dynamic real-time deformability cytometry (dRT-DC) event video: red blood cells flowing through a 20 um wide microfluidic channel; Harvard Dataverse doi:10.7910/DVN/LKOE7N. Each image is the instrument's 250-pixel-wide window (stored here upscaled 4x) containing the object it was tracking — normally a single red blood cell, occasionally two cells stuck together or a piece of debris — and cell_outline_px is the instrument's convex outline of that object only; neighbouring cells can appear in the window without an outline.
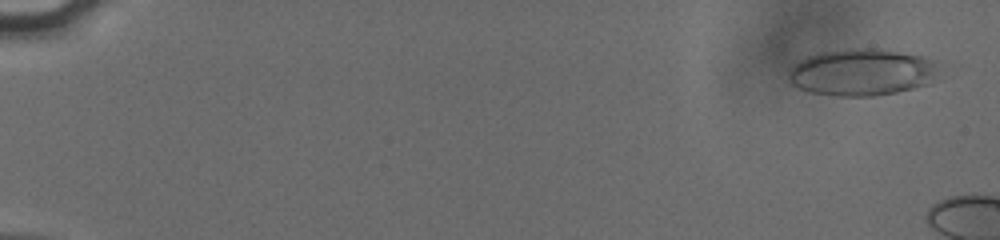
{"species": "human", "species_latin": "Homo sapiens", "temperature_condition": "cold", "stored_images_in_passage": 52, "camera_frame_rate_fps": 3000, "um_per_image_px": 0.085, "donor": {"sex": "male"}, "frame": {"image": 1, "passage_image": 3, "time_ms": 0.667, "image_size_px": [1000, 240], "cell_outline_px": [[944, 64], [928, 84], [896, 92], [872, 96], [840, 96], [812, 92], [796, 88], [792, 84], [788, 76], [788, 72], [796, 64], [808, 56], [824, 52], [844, 48], [872, 48], [924, 56]], "centroid_in_image_um": [73.31, 6.13], "position_along_channel_um": 11.7, "area_um2": 41.1}}
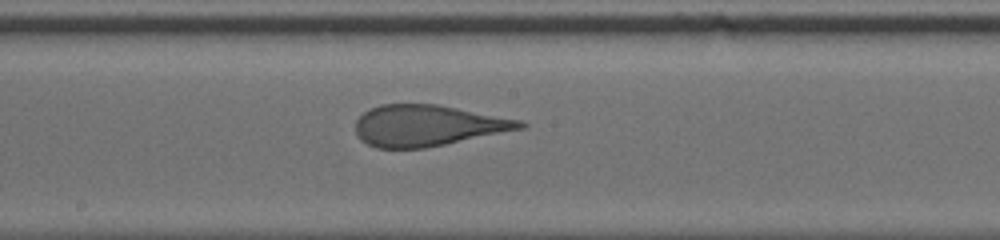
{"frame": {"image": 2, "passage_image": 33, "time_ms": 10.667, "image_size_px": [1000, 240], "cell_outline_px": [[528, 124], [524, 128], [424, 148], [376, 148], [360, 140], [356, 132], [356, 120], [364, 112], [380, 104], [436, 104], [520, 120]], "centroid_in_image_um": [36.31, 10.67], "position_along_channel_um": 211.9, "area_um2": 38.96}}
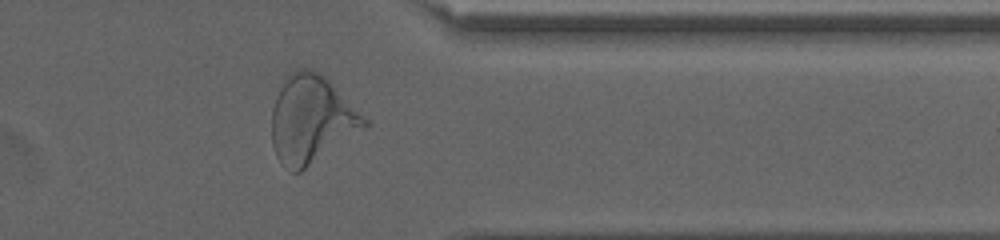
{"frame": {"image": 3, "passage_image": 47, "time_ms": 15.333, "image_size_px": [1000, 240], "cell_outline_px": [[368, 124], [364, 128], [300, 172], [292, 172], [276, 156], [272, 144], [272, 108], [276, 96], [288, 76], [292, 72], [300, 68], [308, 68], [324, 76], [368, 120]], "centroid_in_image_um": [26.44, 10.16], "position_along_channel_um": 385.0, "area_um2": 46.24}}